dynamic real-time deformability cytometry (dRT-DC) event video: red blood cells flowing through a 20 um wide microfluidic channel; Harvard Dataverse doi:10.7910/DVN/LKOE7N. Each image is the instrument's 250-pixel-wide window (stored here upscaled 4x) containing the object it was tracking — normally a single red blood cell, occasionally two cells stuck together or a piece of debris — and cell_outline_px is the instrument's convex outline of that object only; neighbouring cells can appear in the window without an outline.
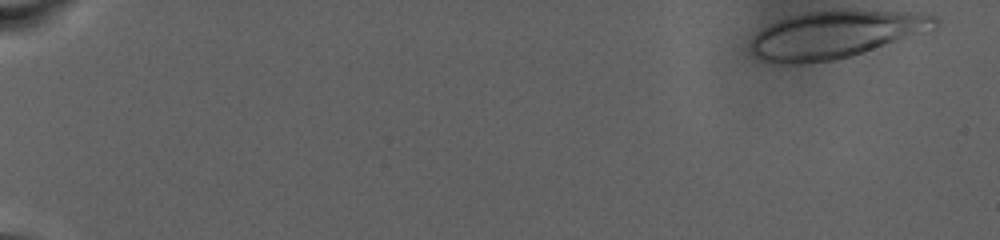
{"species": "human", "species_latin": "Homo sapiens", "temperature_condition": "warm", "stored_images_in_passage": 78, "camera_frame_rate_fps": 3000, "um_per_image_px": 0.085, "donor": {"sex": "male"}, "frame": {"image": 1, "passage_image": 1, "time_ms": 0.0, "image_size_px": [1000, 240], "cell_outline_px": [[940, 24], [936, 28], [852, 56], [836, 60], [808, 64], [784, 64], [764, 60], [756, 56], [752, 52], [752, 40], [756, 32], [788, 16], [808, 12], [920, 12], [936, 16], [940, 20]], "centroid_in_image_um": [71.03, 2.97], "position_along_channel_um": 14.0, "area_um2": 50.0}}
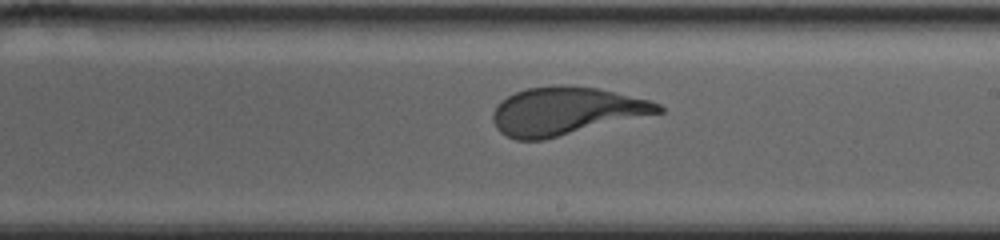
{"frame": {"image": 2, "passage_image": 54, "time_ms": 17.667, "image_size_px": [1000, 240], "cell_outline_px": [[664, 112], [544, 140], [516, 140], [500, 132], [496, 128], [492, 120], [492, 112], [496, 104], [500, 100], [516, 92], [528, 88], [568, 84], [596, 88], [648, 100], [660, 104], [664, 108]], "centroid_in_image_um": [48.07, 9.45], "position_along_channel_um": 240.9, "area_um2": 46.18}}
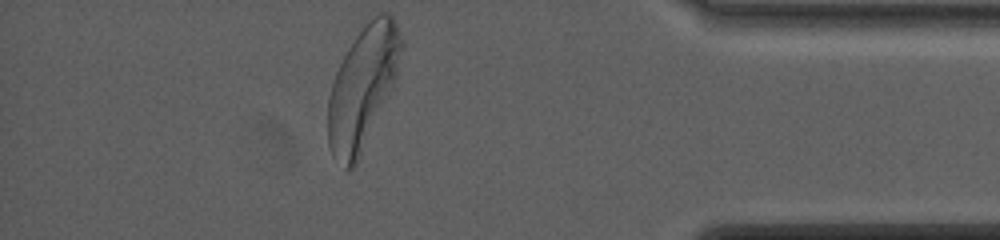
{"frame": {"image": 3, "passage_image": 78, "time_ms": 25.667, "image_size_px": [1000, 240], "cell_outline_px": [[404, 44], [396, 76], [392, 88], [360, 156], [356, 164], [348, 172], [332, 156], [328, 144], [328, 96], [336, 72], [348, 48], [364, 24], [376, 12], [388, 12], [392, 16], [404, 40]], "centroid_in_image_um": [30.83, 7.41], "position_along_channel_um": 404.4, "area_um2": 52.02}}